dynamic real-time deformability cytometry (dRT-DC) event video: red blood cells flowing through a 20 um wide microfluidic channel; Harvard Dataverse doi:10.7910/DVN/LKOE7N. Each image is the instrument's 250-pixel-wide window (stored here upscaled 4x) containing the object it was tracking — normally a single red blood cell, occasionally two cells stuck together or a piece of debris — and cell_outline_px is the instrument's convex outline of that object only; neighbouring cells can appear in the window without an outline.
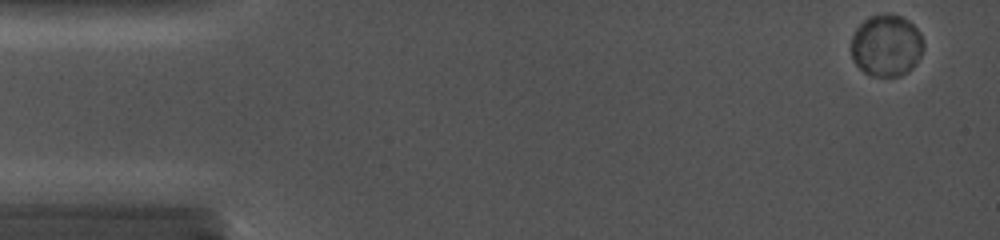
{"species": "common noctule bat (a hibernating species)", "species_latin": "Nyctalus noctula", "temperature_condition": "cold", "stored_images_in_passage": 3, "camera_frame_rate_fps": 5000, "um_per_image_px": 0.085, "animal": {"sex": "female", "body_mass_g": 19.0, "forearm_length_mm": 56.7}, "frame": {"image": 1, "passage_image": 2, "time_ms": 0.2, "image_size_px": [1000, 240], "cell_outline_px": [[920, 44], [868, 68], [864, 68], [856, 60], [852, 52], [852, 36], [856, 28], [868, 16], [880, 12], [892, 12], [904, 16], [920, 32]], "centroid_in_image_um": [75.06, 3.24], "position_along_channel_um": 9.9, "area_um2": 19.25}}